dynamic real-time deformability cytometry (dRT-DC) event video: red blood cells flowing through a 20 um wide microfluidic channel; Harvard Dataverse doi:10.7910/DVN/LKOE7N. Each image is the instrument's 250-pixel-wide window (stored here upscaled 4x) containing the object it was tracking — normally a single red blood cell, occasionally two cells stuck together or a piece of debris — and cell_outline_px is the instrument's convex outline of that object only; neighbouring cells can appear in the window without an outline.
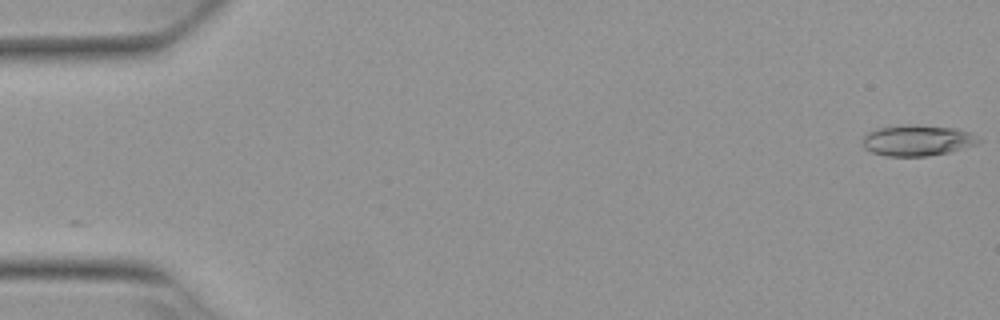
{"species": "Egyptian fruit bat (a non-hibernating species)", "species_latin": "Rousettus aegyptiacus", "temperature_condition": "warm", "stored_images_in_passage": 9, "camera_frame_rate_fps": 3000, "um_per_image_px": 0.085, "animal": {"sex": "female"}, "frame": {"image": 1, "passage_image": 1, "time_ms": 0.0, "image_size_px": [1000, 320], "cell_outline_px": [[980, 140], [976, 144], [948, 152], [924, 156], [888, 156], [872, 152], [864, 148], [864, 136], [868, 132], [880, 128], [900, 124], [916, 124], [956, 128], [968, 132]], "centroid_in_image_um": [77.94, 11.92], "position_along_channel_um": 7.1, "area_um2": 20.63}}